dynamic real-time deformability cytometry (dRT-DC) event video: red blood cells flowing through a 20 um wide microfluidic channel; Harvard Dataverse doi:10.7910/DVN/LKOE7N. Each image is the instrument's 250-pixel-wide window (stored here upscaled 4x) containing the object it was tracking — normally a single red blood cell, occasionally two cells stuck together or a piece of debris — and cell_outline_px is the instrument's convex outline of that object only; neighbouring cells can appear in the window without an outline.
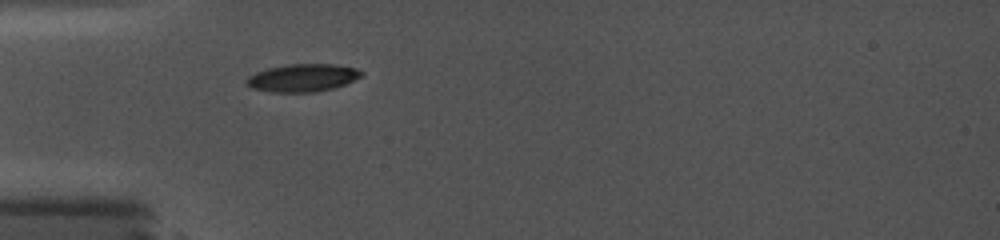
{"species": "common noctule bat (a hibernating species)", "species_latin": "Nyctalus noctula", "temperature_condition": "cold", "stored_images_in_passage": 2, "camera_frame_rate_fps": 5000, "um_per_image_px": 0.085, "animal": {"sex": "female", "body_mass_g": 19.0, "forearm_length_mm": 56.7}, "frame": {"image": 1, "passage_image": 1, "time_ms": 0.0, "image_size_px": [1000, 240], "cell_outline_px": [[364, 76], [344, 84], [332, 88], [316, 92], [272, 92], [252, 88], [244, 80], [248, 76], [256, 72], [268, 68], [288, 64], [332, 64], [356, 68], [364, 72]], "centroid_in_image_um": [25.73, 6.61], "position_along_channel_um": 59.3, "area_um2": 18.55}}